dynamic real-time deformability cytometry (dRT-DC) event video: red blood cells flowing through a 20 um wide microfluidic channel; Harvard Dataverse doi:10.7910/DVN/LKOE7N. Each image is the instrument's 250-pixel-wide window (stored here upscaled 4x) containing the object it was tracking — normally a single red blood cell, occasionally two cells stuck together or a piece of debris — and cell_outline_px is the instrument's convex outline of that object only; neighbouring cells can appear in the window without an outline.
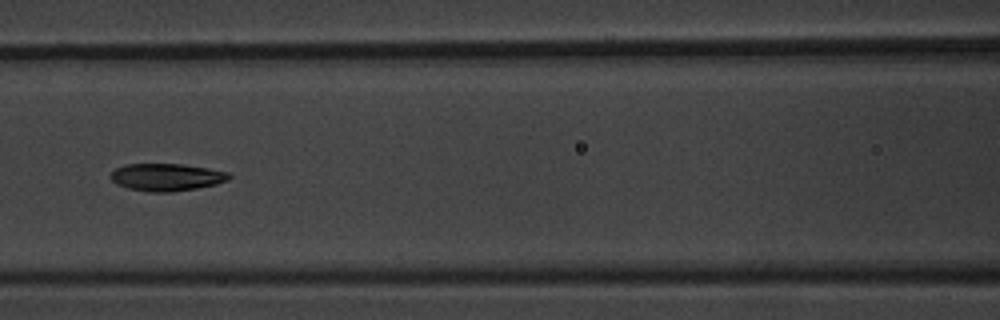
{"species": "common noctule bat (a hibernating species)", "species_latin": "Nyctalus noctula", "temperature_condition": "warm", "stored_images_in_passage": 8, "camera_frame_rate_fps": 3000, "um_per_image_px": 0.085, "animal": {"sex": "male", "body_mass_g": 20.1, "forearm_length_mm": 53.5}, "frame": {"image": 1, "passage_image": 7, "time_ms": 7.333, "image_size_px": [1000, 320], "cell_outline_px": [[232, 176], [228, 180], [216, 184], [196, 188], [172, 192], [148, 192], [128, 188], [116, 184], [112, 180], [112, 172], [116, 168], [124, 164], [180, 164], [208, 168], [228, 172]], "centroid_in_image_um": [14.16, 15.06], "position_along_channel_um": 152.4, "area_um2": 18.84}}
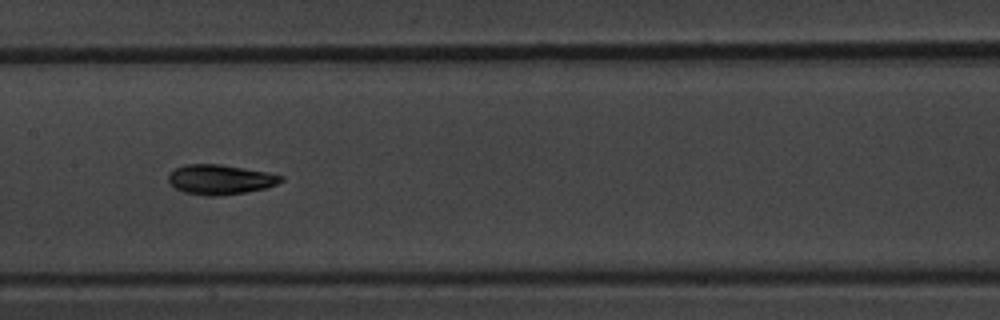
{"frame": {"image": 2, "passage_image": 8, "time_ms": 8.333, "image_size_px": [1000, 320], "cell_outline_px": [[284, 180], [276, 184], [264, 188], [244, 192], [220, 196], [208, 196], [184, 192], [176, 188], [168, 180], [168, 176], [176, 168], [184, 164], [220, 164], [268, 172], [284, 176]], "centroid_in_image_um": [18.73, 15.25], "position_along_channel_um": 188.7, "area_um2": 19.42}}